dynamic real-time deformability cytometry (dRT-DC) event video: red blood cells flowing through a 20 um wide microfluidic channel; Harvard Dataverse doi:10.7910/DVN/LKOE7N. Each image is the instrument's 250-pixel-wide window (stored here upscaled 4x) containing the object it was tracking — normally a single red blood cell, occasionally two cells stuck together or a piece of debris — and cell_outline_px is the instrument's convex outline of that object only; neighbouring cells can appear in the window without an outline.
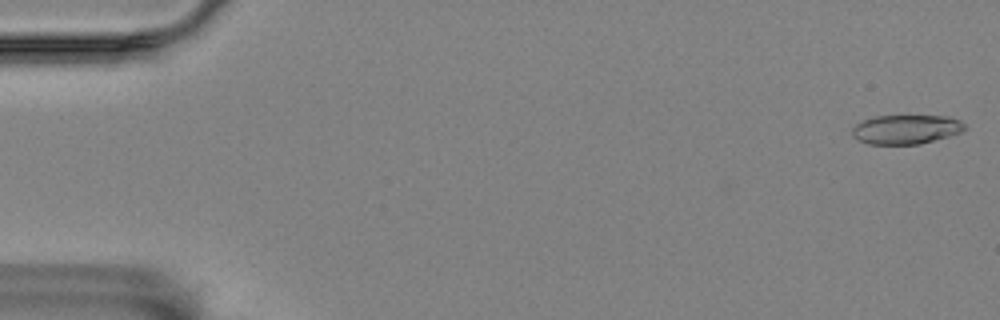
{"species": "Egyptian fruit bat (a non-hibernating species)", "species_latin": "Rousettus aegyptiacus", "temperature_condition": "room temperature", "stored_images_in_passage": 8, "camera_frame_rate_fps": 3000, "um_per_image_px": 0.085, "animal": {"sex": "female"}, "frame": {"image": 1, "passage_image": 1, "time_ms": 0.0, "image_size_px": [1000, 320], "cell_outline_px": [[968, 128], [960, 132], [948, 136], [920, 144], [868, 144], [852, 136], [852, 128], [856, 124], [864, 120], [876, 116], [948, 116], [960, 120]], "centroid_in_image_um": [77.02, 10.99], "position_along_channel_um": 8.0, "area_um2": 19.07}}
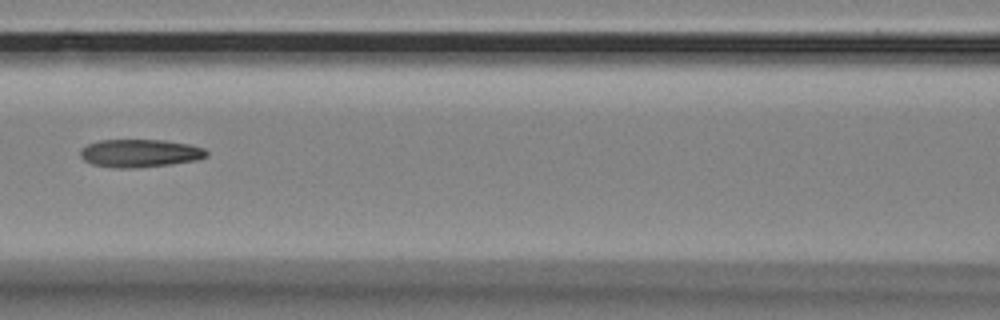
{"frame": {"image": 2, "passage_image": 8, "time_ms": 2.333, "image_size_px": [1000, 320], "cell_outline_px": [[208, 156], [196, 160], [168, 164], [136, 168], [112, 168], [92, 164], [84, 160], [80, 156], [80, 148], [88, 144], [100, 140], [164, 140], [188, 144], [204, 148], [208, 152]], "centroid_in_image_um": [11.86, 13.02], "position_along_channel_um": 154.7, "area_um2": 20.58}}